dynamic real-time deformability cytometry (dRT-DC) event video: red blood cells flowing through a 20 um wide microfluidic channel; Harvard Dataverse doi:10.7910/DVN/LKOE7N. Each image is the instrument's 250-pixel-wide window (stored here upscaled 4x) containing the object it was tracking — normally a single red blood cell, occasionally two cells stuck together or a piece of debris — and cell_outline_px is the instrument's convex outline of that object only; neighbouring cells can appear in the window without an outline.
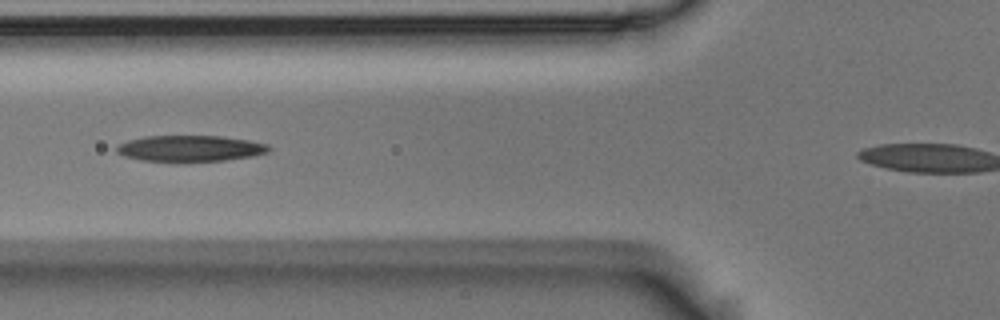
{"species": "Egyptian fruit bat (a non-hibernating species)", "species_latin": "Rousettus aegyptiacus", "temperature_condition": "room temperature", "stored_images_in_passage": 6, "camera_frame_rate_fps": 3000, "um_per_image_px": 0.085, "animal": {"sex": "male"}, "frame": {"image": 1, "passage_image": 4, "time_ms": 1.0, "image_size_px": [1000, 320], "cell_outline_px": [[272, 148], [268, 152], [252, 156], [224, 160], [176, 164], [140, 160], [124, 156], [116, 152], [116, 144], [128, 140], [144, 136], [220, 136], [248, 140], [268, 144]], "centroid_in_image_um": [16.1, 12.65], "position_along_channel_um": 109.7, "area_um2": 23.99}}
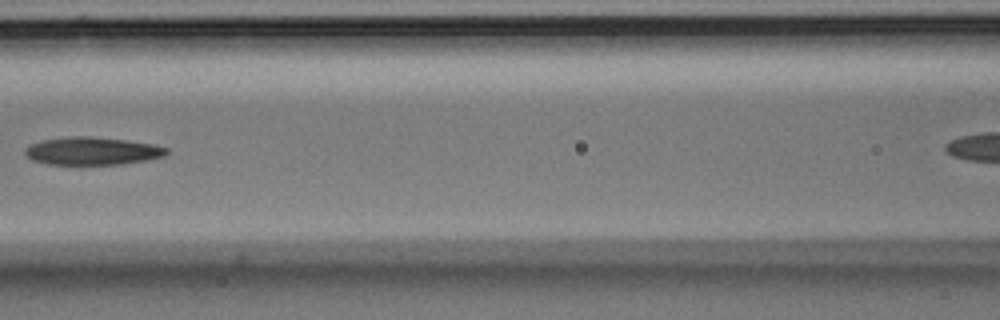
{"frame": {"image": 2, "passage_image": 5, "time_ms": 1.333, "image_size_px": [1000, 320], "cell_outline_px": [[168, 152], [164, 156], [144, 160], [120, 164], [48, 164], [32, 160], [24, 156], [24, 148], [40, 140], [68, 136], [88, 136], [128, 140], [156, 144], [168, 148]], "centroid_in_image_um": [7.81, 12.82], "position_along_channel_um": 158.8, "area_um2": 23.06}}
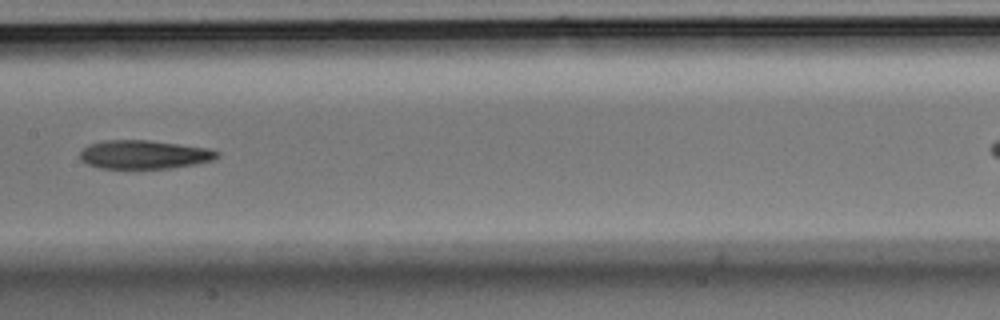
{"frame": {"image": 3, "passage_image": 6, "time_ms": 1.667, "image_size_px": [1000, 320], "cell_outline_px": [[220, 156], [212, 160], [196, 164], [172, 168], [136, 172], [100, 168], [88, 164], [80, 160], [80, 152], [88, 144], [104, 140], [148, 140], [208, 148], [220, 152]], "centroid_in_image_um": [12.22, 13.19], "position_along_channel_um": 195.2, "area_um2": 23.93}}